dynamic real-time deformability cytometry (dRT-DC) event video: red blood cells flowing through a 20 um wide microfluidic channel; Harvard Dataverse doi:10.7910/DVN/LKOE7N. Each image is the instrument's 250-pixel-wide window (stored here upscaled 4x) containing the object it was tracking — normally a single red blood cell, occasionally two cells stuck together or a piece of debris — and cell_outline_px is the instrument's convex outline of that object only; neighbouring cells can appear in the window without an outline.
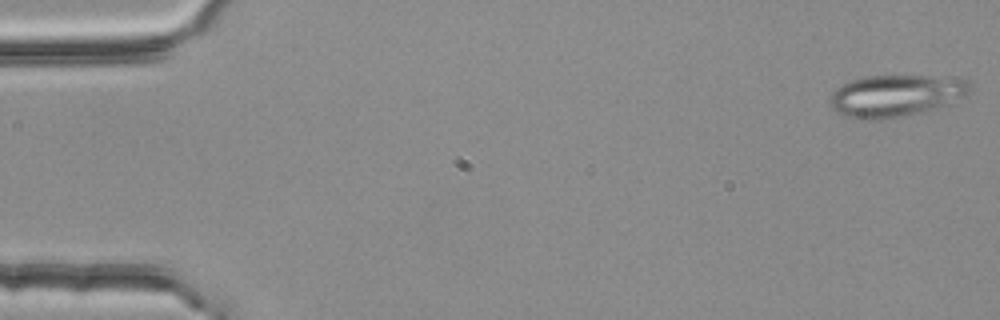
{"species": "common noctule bat (a hibernating species)", "species_latin": "Nyctalus noctula", "temperature_condition": "room temperature", "stored_images_in_passage": 4, "camera_frame_rate_fps": 3000, "um_per_image_px": 0.085, "animal": {"sex": "female", "body_mass_g": 25.1}, "frame": {"image": 1, "passage_image": 1, "time_ms": 0.0, "image_size_px": [1000, 320], "cell_outline_px": [[968, 92], [948, 104], [924, 112], [900, 116], [872, 120], [868, 120], [844, 116], [836, 112], [832, 108], [832, 92], [836, 88], [852, 80], [864, 76], [928, 76], [968, 80]], "centroid_in_image_um": [76.09, 8.14], "position_along_channel_um": 8.9, "area_um2": 33.47}}